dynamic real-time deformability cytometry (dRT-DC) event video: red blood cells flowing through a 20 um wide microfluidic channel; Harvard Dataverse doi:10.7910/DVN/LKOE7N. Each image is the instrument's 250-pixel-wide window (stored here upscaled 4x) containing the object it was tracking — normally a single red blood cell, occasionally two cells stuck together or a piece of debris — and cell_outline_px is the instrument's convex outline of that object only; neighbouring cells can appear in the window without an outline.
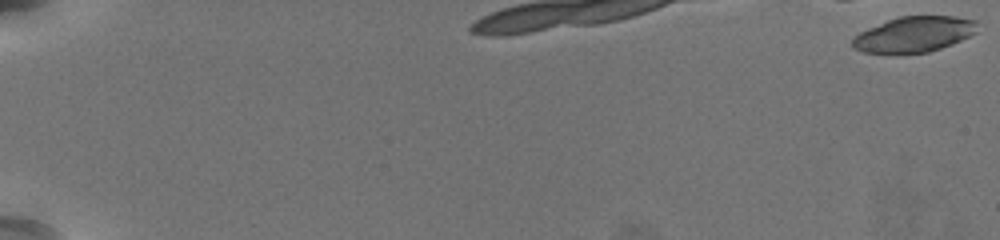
{"species": "common noctule bat (a hibernating species)", "species_latin": "Nyctalus noctula", "temperature_condition": "warm", "stored_images_in_passage": 14, "camera_frame_rate_fps": 3000, "um_per_image_px": 0.085, "animal": {"sex": "female", "body_mass_g": 19.5, "forearm_length_mm": 54.1}, "frame": {"image": 1, "passage_image": 1, "time_ms": 0.0, "image_size_px": [1000, 240], "cell_outline_px": [[976, 32], [952, 44], [928, 52], [900, 56], [864, 52], [852, 48], [852, 36], [868, 28], [888, 20], [900, 16], [956, 16], [976, 20]], "centroid_in_image_um": [77.63, 2.96], "position_along_channel_um": 7.4, "area_um2": 26.41}}
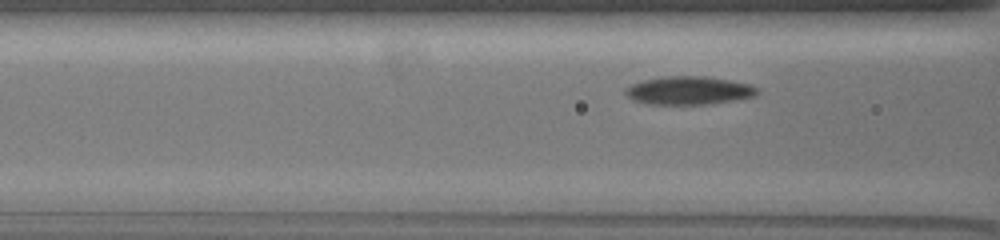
{"frame": {"image": 2, "passage_image": 12, "time_ms": 3.667, "image_size_px": [1000, 240], "cell_outline_px": [[760, 92], [756, 96], [736, 100], [708, 104], [648, 104], [632, 100], [624, 92], [624, 88], [632, 84], [644, 80], [660, 76], [708, 76], [752, 84]], "centroid_in_image_um": [58.57, 7.68], "position_along_channel_um": 108.0, "area_um2": 21.96}}